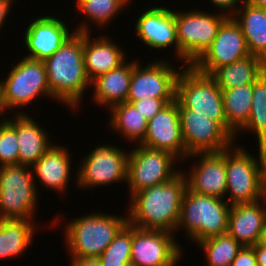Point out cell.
<instances>
[{"label":"cell","mask_w":266,"mask_h":266,"mask_svg":"<svg viewBox=\"0 0 266 266\" xmlns=\"http://www.w3.org/2000/svg\"><path fill=\"white\" fill-rule=\"evenodd\" d=\"M232 17L241 26L250 54L266 62V8L244 1Z\"/></svg>","instance_id":"obj_25"},{"label":"cell","mask_w":266,"mask_h":266,"mask_svg":"<svg viewBox=\"0 0 266 266\" xmlns=\"http://www.w3.org/2000/svg\"><path fill=\"white\" fill-rule=\"evenodd\" d=\"M141 145L169 152L179 160L184 161L188 157L176 98L147 122L146 135Z\"/></svg>","instance_id":"obj_16"},{"label":"cell","mask_w":266,"mask_h":266,"mask_svg":"<svg viewBox=\"0 0 266 266\" xmlns=\"http://www.w3.org/2000/svg\"><path fill=\"white\" fill-rule=\"evenodd\" d=\"M133 225L127 222L98 257L102 266H126L131 264Z\"/></svg>","instance_id":"obj_33"},{"label":"cell","mask_w":266,"mask_h":266,"mask_svg":"<svg viewBox=\"0 0 266 266\" xmlns=\"http://www.w3.org/2000/svg\"><path fill=\"white\" fill-rule=\"evenodd\" d=\"M7 111L4 101H3V89L0 83V116L2 115V113L4 114Z\"/></svg>","instance_id":"obj_42"},{"label":"cell","mask_w":266,"mask_h":266,"mask_svg":"<svg viewBox=\"0 0 266 266\" xmlns=\"http://www.w3.org/2000/svg\"><path fill=\"white\" fill-rule=\"evenodd\" d=\"M177 104L188 156L195 153H219L235 143V140L217 122L185 108L178 100Z\"/></svg>","instance_id":"obj_12"},{"label":"cell","mask_w":266,"mask_h":266,"mask_svg":"<svg viewBox=\"0 0 266 266\" xmlns=\"http://www.w3.org/2000/svg\"><path fill=\"white\" fill-rule=\"evenodd\" d=\"M227 125L237 134L247 123L252 107L253 84L221 89Z\"/></svg>","instance_id":"obj_29"},{"label":"cell","mask_w":266,"mask_h":266,"mask_svg":"<svg viewBox=\"0 0 266 266\" xmlns=\"http://www.w3.org/2000/svg\"><path fill=\"white\" fill-rule=\"evenodd\" d=\"M35 225L32 220L0 219V259L22 255L33 243Z\"/></svg>","instance_id":"obj_27"},{"label":"cell","mask_w":266,"mask_h":266,"mask_svg":"<svg viewBox=\"0 0 266 266\" xmlns=\"http://www.w3.org/2000/svg\"><path fill=\"white\" fill-rule=\"evenodd\" d=\"M43 63L53 98L75 110L81 104L84 92L92 85L85 70L84 33L73 31Z\"/></svg>","instance_id":"obj_2"},{"label":"cell","mask_w":266,"mask_h":266,"mask_svg":"<svg viewBox=\"0 0 266 266\" xmlns=\"http://www.w3.org/2000/svg\"><path fill=\"white\" fill-rule=\"evenodd\" d=\"M231 205L222 198L202 195L188 188L182 199L177 229H185L196 244L204 239L227 233Z\"/></svg>","instance_id":"obj_5"},{"label":"cell","mask_w":266,"mask_h":266,"mask_svg":"<svg viewBox=\"0 0 266 266\" xmlns=\"http://www.w3.org/2000/svg\"><path fill=\"white\" fill-rule=\"evenodd\" d=\"M261 201L230 207L227 234L242 246L252 247L260 242L266 217V197Z\"/></svg>","instance_id":"obj_21"},{"label":"cell","mask_w":266,"mask_h":266,"mask_svg":"<svg viewBox=\"0 0 266 266\" xmlns=\"http://www.w3.org/2000/svg\"><path fill=\"white\" fill-rule=\"evenodd\" d=\"M84 23L82 22L80 26L75 28V31L84 33L85 70L88 78L92 81L97 76L123 64L126 60V53L108 36L101 35L95 40H91L88 22Z\"/></svg>","instance_id":"obj_20"},{"label":"cell","mask_w":266,"mask_h":266,"mask_svg":"<svg viewBox=\"0 0 266 266\" xmlns=\"http://www.w3.org/2000/svg\"><path fill=\"white\" fill-rule=\"evenodd\" d=\"M136 22L135 32L142 43L157 50L174 46L176 57H179L174 9L165 6L149 7L139 15Z\"/></svg>","instance_id":"obj_18"},{"label":"cell","mask_w":266,"mask_h":266,"mask_svg":"<svg viewBox=\"0 0 266 266\" xmlns=\"http://www.w3.org/2000/svg\"><path fill=\"white\" fill-rule=\"evenodd\" d=\"M124 150L110 144L93 149L80 162L81 165L75 177L76 185L86 190V188L110 185L118 181L126 183L129 151Z\"/></svg>","instance_id":"obj_11"},{"label":"cell","mask_w":266,"mask_h":266,"mask_svg":"<svg viewBox=\"0 0 266 266\" xmlns=\"http://www.w3.org/2000/svg\"><path fill=\"white\" fill-rule=\"evenodd\" d=\"M25 28L24 43L29 51L26 57L45 60L52 56L73 33L63 20L54 16H41Z\"/></svg>","instance_id":"obj_19"},{"label":"cell","mask_w":266,"mask_h":266,"mask_svg":"<svg viewBox=\"0 0 266 266\" xmlns=\"http://www.w3.org/2000/svg\"><path fill=\"white\" fill-rule=\"evenodd\" d=\"M241 26L228 17L203 55L192 65L197 71L212 75L218 68L250 56Z\"/></svg>","instance_id":"obj_14"},{"label":"cell","mask_w":266,"mask_h":266,"mask_svg":"<svg viewBox=\"0 0 266 266\" xmlns=\"http://www.w3.org/2000/svg\"><path fill=\"white\" fill-rule=\"evenodd\" d=\"M191 157V158H190ZM199 157V162L185 174L187 188L195 193L226 199V150L219 153H195L186 159Z\"/></svg>","instance_id":"obj_17"},{"label":"cell","mask_w":266,"mask_h":266,"mask_svg":"<svg viewBox=\"0 0 266 266\" xmlns=\"http://www.w3.org/2000/svg\"><path fill=\"white\" fill-rule=\"evenodd\" d=\"M266 70V62L254 55L218 68L211 76L221 89L253 84Z\"/></svg>","instance_id":"obj_26"},{"label":"cell","mask_w":266,"mask_h":266,"mask_svg":"<svg viewBox=\"0 0 266 266\" xmlns=\"http://www.w3.org/2000/svg\"><path fill=\"white\" fill-rule=\"evenodd\" d=\"M198 244L202 252H205L208 266H231L232 261L243 247L227 233L204 239Z\"/></svg>","instance_id":"obj_31"},{"label":"cell","mask_w":266,"mask_h":266,"mask_svg":"<svg viewBox=\"0 0 266 266\" xmlns=\"http://www.w3.org/2000/svg\"><path fill=\"white\" fill-rule=\"evenodd\" d=\"M186 189L187 179L181 170L170 181L133 194L129 202L128 222L141 229L175 233Z\"/></svg>","instance_id":"obj_1"},{"label":"cell","mask_w":266,"mask_h":266,"mask_svg":"<svg viewBox=\"0 0 266 266\" xmlns=\"http://www.w3.org/2000/svg\"><path fill=\"white\" fill-rule=\"evenodd\" d=\"M130 1V2H129ZM78 11L96 26L111 24V20L131 3V0H78ZM125 7V8H124ZM93 20V21H92Z\"/></svg>","instance_id":"obj_32"},{"label":"cell","mask_w":266,"mask_h":266,"mask_svg":"<svg viewBox=\"0 0 266 266\" xmlns=\"http://www.w3.org/2000/svg\"><path fill=\"white\" fill-rule=\"evenodd\" d=\"M13 116V119L3 117V120H0V167L19 164L17 115Z\"/></svg>","instance_id":"obj_34"},{"label":"cell","mask_w":266,"mask_h":266,"mask_svg":"<svg viewBox=\"0 0 266 266\" xmlns=\"http://www.w3.org/2000/svg\"><path fill=\"white\" fill-rule=\"evenodd\" d=\"M109 127L121 136L128 139L129 142H138L141 144L147 131V120L131 103L122 102L113 105Z\"/></svg>","instance_id":"obj_28"},{"label":"cell","mask_w":266,"mask_h":266,"mask_svg":"<svg viewBox=\"0 0 266 266\" xmlns=\"http://www.w3.org/2000/svg\"><path fill=\"white\" fill-rule=\"evenodd\" d=\"M252 247L256 256L257 266H266V245L258 242Z\"/></svg>","instance_id":"obj_39"},{"label":"cell","mask_w":266,"mask_h":266,"mask_svg":"<svg viewBox=\"0 0 266 266\" xmlns=\"http://www.w3.org/2000/svg\"><path fill=\"white\" fill-rule=\"evenodd\" d=\"M136 145L127 159L126 186H129L130 197L145 188L170 181L181 172L174 167L181 160L173 154Z\"/></svg>","instance_id":"obj_9"},{"label":"cell","mask_w":266,"mask_h":266,"mask_svg":"<svg viewBox=\"0 0 266 266\" xmlns=\"http://www.w3.org/2000/svg\"><path fill=\"white\" fill-rule=\"evenodd\" d=\"M178 70L165 60L153 61L141 68L135 59L126 102L144 98L175 99Z\"/></svg>","instance_id":"obj_15"},{"label":"cell","mask_w":266,"mask_h":266,"mask_svg":"<svg viewBox=\"0 0 266 266\" xmlns=\"http://www.w3.org/2000/svg\"><path fill=\"white\" fill-rule=\"evenodd\" d=\"M15 2L16 1L14 0H0V29H2V26L5 23L4 21H6L4 19L9 15V10Z\"/></svg>","instance_id":"obj_40"},{"label":"cell","mask_w":266,"mask_h":266,"mask_svg":"<svg viewBox=\"0 0 266 266\" xmlns=\"http://www.w3.org/2000/svg\"><path fill=\"white\" fill-rule=\"evenodd\" d=\"M257 135L258 146L266 148V70L253 83L252 107L247 123L239 130Z\"/></svg>","instance_id":"obj_30"},{"label":"cell","mask_w":266,"mask_h":266,"mask_svg":"<svg viewBox=\"0 0 266 266\" xmlns=\"http://www.w3.org/2000/svg\"><path fill=\"white\" fill-rule=\"evenodd\" d=\"M175 10L179 58L184 66H192L209 48L221 24L228 18L219 13Z\"/></svg>","instance_id":"obj_8"},{"label":"cell","mask_w":266,"mask_h":266,"mask_svg":"<svg viewBox=\"0 0 266 266\" xmlns=\"http://www.w3.org/2000/svg\"><path fill=\"white\" fill-rule=\"evenodd\" d=\"M134 66L135 60L127 63L125 61L91 81V86L95 89L92 93L93 100L98 106H107L110 109L115 104L126 102Z\"/></svg>","instance_id":"obj_23"},{"label":"cell","mask_w":266,"mask_h":266,"mask_svg":"<svg viewBox=\"0 0 266 266\" xmlns=\"http://www.w3.org/2000/svg\"><path fill=\"white\" fill-rule=\"evenodd\" d=\"M70 266H102L98 257L72 258Z\"/></svg>","instance_id":"obj_38"},{"label":"cell","mask_w":266,"mask_h":266,"mask_svg":"<svg viewBox=\"0 0 266 266\" xmlns=\"http://www.w3.org/2000/svg\"><path fill=\"white\" fill-rule=\"evenodd\" d=\"M174 233L133 226L131 264L134 266H177L183 250ZM182 251V252H181Z\"/></svg>","instance_id":"obj_13"},{"label":"cell","mask_w":266,"mask_h":266,"mask_svg":"<svg viewBox=\"0 0 266 266\" xmlns=\"http://www.w3.org/2000/svg\"><path fill=\"white\" fill-rule=\"evenodd\" d=\"M66 147L52 145L31 167L33 176L38 183L57 192H65L71 176V161Z\"/></svg>","instance_id":"obj_22"},{"label":"cell","mask_w":266,"mask_h":266,"mask_svg":"<svg viewBox=\"0 0 266 266\" xmlns=\"http://www.w3.org/2000/svg\"><path fill=\"white\" fill-rule=\"evenodd\" d=\"M127 222V217L100 211L70 219L64 237L71 258L99 257Z\"/></svg>","instance_id":"obj_4"},{"label":"cell","mask_w":266,"mask_h":266,"mask_svg":"<svg viewBox=\"0 0 266 266\" xmlns=\"http://www.w3.org/2000/svg\"><path fill=\"white\" fill-rule=\"evenodd\" d=\"M6 79L0 80L6 109L28 106L38 96L53 98L42 60L23 58L13 66ZM18 107V108H17Z\"/></svg>","instance_id":"obj_10"},{"label":"cell","mask_w":266,"mask_h":266,"mask_svg":"<svg viewBox=\"0 0 266 266\" xmlns=\"http://www.w3.org/2000/svg\"><path fill=\"white\" fill-rule=\"evenodd\" d=\"M213 6L218 8V12L227 15L228 17H232L236 11L240 8L237 6L244 3V0H210ZM226 10V11H225Z\"/></svg>","instance_id":"obj_37"},{"label":"cell","mask_w":266,"mask_h":266,"mask_svg":"<svg viewBox=\"0 0 266 266\" xmlns=\"http://www.w3.org/2000/svg\"><path fill=\"white\" fill-rule=\"evenodd\" d=\"M175 99H155V98H144L141 100H137L131 103L142 115H144L145 119L149 121L152 119L158 112H160L163 107H165L168 103L172 102Z\"/></svg>","instance_id":"obj_35"},{"label":"cell","mask_w":266,"mask_h":266,"mask_svg":"<svg viewBox=\"0 0 266 266\" xmlns=\"http://www.w3.org/2000/svg\"><path fill=\"white\" fill-rule=\"evenodd\" d=\"M260 243L266 245V217H265V221H264L262 235H261V238H260Z\"/></svg>","instance_id":"obj_43"},{"label":"cell","mask_w":266,"mask_h":266,"mask_svg":"<svg viewBox=\"0 0 266 266\" xmlns=\"http://www.w3.org/2000/svg\"><path fill=\"white\" fill-rule=\"evenodd\" d=\"M259 157L240 145L226 149V194L233 206L255 203L266 197V148L258 146Z\"/></svg>","instance_id":"obj_3"},{"label":"cell","mask_w":266,"mask_h":266,"mask_svg":"<svg viewBox=\"0 0 266 266\" xmlns=\"http://www.w3.org/2000/svg\"><path fill=\"white\" fill-rule=\"evenodd\" d=\"M175 98L185 108L217 122L236 141V133L226 122L221 88L211 75L185 66L176 80Z\"/></svg>","instance_id":"obj_6"},{"label":"cell","mask_w":266,"mask_h":266,"mask_svg":"<svg viewBox=\"0 0 266 266\" xmlns=\"http://www.w3.org/2000/svg\"><path fill=\"white\" fill-rule=\"evenodd\" d=\"M31 169L23 164L0 167V219H33L39 189Z\"/></svg>","instance_id":"obj_7"},{"label":"cell","mask_w":266,"mask_h":266,"mask_svg":"<svg viewBox=\"0 0 266 266\" xmlns=\"http://www.w3.org/2000/svg\"><path fill=\"white\" fill-rule=\"evenodd\" d=\"M244 1L255 7L266 8V0H244Z\"/></svg>","instance_id":"obj_41"},{"label":"cell","mask_w":266,"mask_h":266,"mask_svg":"<svg viewBox=\"0 0 266 266\" xmlns=\"http://www.w3.org/2000/svg\"><path fill=\"white\" fill-rule=\"evenodd\" d=\"M16 113H18L17 140L19 144V164L32 167L53 144L50 142L47 131H44L31 116H28L23 110Z\"/></svg>","instance_id":"obj_24"},{"label":"cell","mask_w":266,"mask_h":266,"mask_svg":"<svg viewBox=\"0 0 266 266\" xmlns=\"http://www.w3.org/2000/svg\"><path fill=\"white\" fill-rule=\"evenodd\" d=\"M231 266H257L253 247L243 246L232 261Z\"/></svg>","instance_id":"obj_36"}]
</instances>
